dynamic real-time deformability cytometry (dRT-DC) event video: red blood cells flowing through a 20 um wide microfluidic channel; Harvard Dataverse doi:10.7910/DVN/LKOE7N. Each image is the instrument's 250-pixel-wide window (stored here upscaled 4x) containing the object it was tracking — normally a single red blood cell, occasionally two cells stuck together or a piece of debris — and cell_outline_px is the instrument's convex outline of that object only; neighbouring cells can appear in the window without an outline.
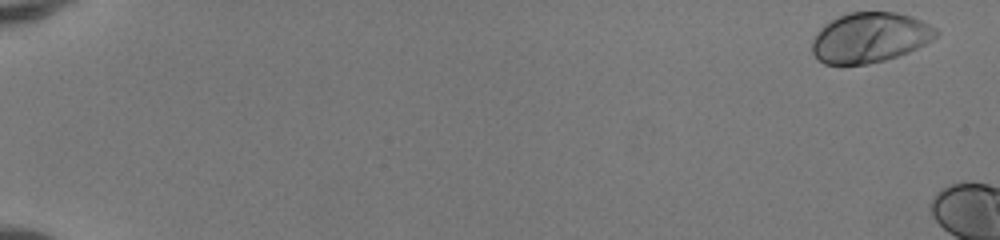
{"species": "human", "species_latin": "Homo sapiens", "temperature_condition": "room temperature", "stored_images_in_passage": 10, "camera_frame_rate_fps": 3000, "um_per_image_px": 0.085, "donor": {"sex": "female"}, "frame": {"image": 1, "passage_image": 1, "time_ms": 0.0, "image_size_px": [1000, 240], "cell_outline_px": [[940, 32], [932, 40], [908, 52], [884, 60], [868, 64], [824, 64], [816, 60], [812, 52], [812, 40], [820, 28], [824, 24], [848, 12], [896, 12], [912, 16], [936, 28]], "centroid_in_image_um": [73.92, 3.19], "position_along_channel_um": 11.1, "area_um2": 36.18}}